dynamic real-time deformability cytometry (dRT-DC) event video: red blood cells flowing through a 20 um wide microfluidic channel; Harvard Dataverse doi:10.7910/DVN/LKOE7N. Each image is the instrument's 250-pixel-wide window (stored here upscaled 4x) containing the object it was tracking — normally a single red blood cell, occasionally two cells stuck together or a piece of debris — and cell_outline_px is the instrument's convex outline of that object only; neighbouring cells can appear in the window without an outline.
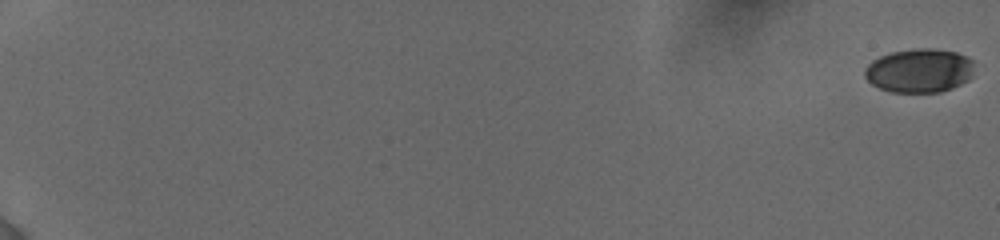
{"species": "human", "species_latin": "Homo sapiens", "temperature_condition": "cold", "stored_images_in_passage": 27, "camera_frame_rate_fps": 3000, "um_per_image_px": 0.085, "donor": {"sex": "female"}, "frame": {"image": 1, "passage_image": 1, "time_ms": 0.0, "image_size_px": [1000, 240], "cell_outline_px": [[972, 76], [968, 80], [952, 88], [940, 92], [892, 92], [880, 88], [872, 84], [864, 76], [864, 68], [872, 60], [880, 56], [892, 52], [916, 48], [932, 48], [956, 52], [972, 60]], "centroid_in_image_um": [78.12, 6.0], "position_along_channel_um": 6.9, "area_um2": 27.98}}
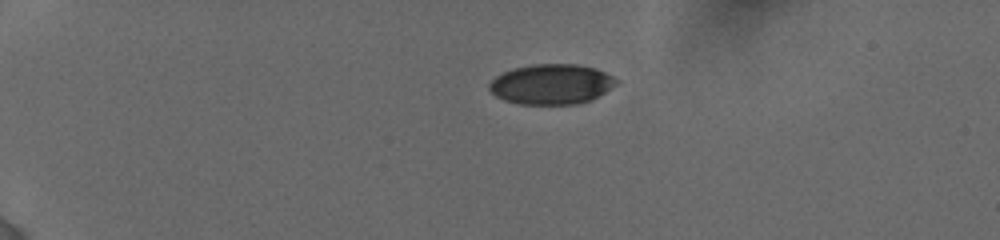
{"frame": {"image": 2, "passage_image": 19, "time_ms": 5.0, "image_size_px": [1000, 240], "cell_outline_px": [[620, 80], [616, 84], [592, 100], [576, 104], [520, 104], [504, 100], [496, 96], [488, 88], [488, 84], [496, 76], [512, 68], [532, 64], [576, 64], [596, 68]], "centroid_in_image_um": [46.87, 7.15], "position_along_channel_um": 38.1, "area_um2": 29.77}}